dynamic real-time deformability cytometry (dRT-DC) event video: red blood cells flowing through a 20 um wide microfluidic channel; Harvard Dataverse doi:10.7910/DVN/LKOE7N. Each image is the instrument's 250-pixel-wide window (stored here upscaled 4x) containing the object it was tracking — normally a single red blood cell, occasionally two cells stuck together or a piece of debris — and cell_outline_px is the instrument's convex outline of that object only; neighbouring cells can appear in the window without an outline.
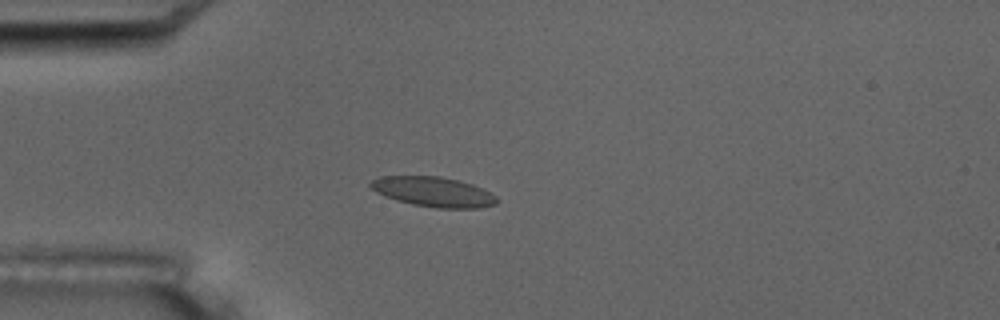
{"species": "common noctule bat (a hibernating species)", "species_latin": "Nyctalus noctula", "temperature_condition": "room temperature", "stored_images_in_passage": 6, "camera_frame_rate_fps": 3000, "um_per_image_px": 0.085, "animal": {"sex": "male", "body_mass_g": 17.5, "forearm_length_mm": 52.3}, "frame": {"image": 1, "passage_image": 5, "time_ms": 4.667, "image_size_px": [1000, 320], "cell_outline_px": [[500, 200], [496, 204], [480, 208], [436, 208], [412, 204], [396, 200], [384, 196], [376, 192], [368, 184], [372, 180], [380, 176], [440, 176], [460, 180], [472, 184], [496, 196]], "centroid_in_image_um": [36.83, 16.3], "position_along_channel_um": 48.2, "area_um2": 22.08}}